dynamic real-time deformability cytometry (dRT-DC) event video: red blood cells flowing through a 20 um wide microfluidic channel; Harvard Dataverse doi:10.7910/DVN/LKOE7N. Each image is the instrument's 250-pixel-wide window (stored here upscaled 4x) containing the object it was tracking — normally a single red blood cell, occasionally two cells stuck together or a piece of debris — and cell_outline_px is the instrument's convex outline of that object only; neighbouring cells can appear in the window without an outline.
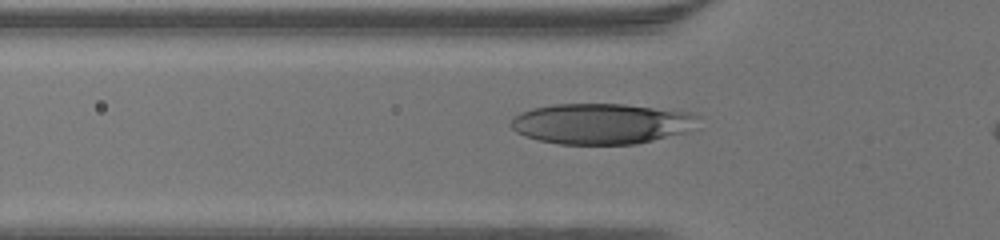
{"species": "human", "species_latin": "Homo sapiens", "temperature_condition": "warm", "stored_images_in_passage": 33, "camera_frame_rate_fps": 3000, "um_per_image_px": 0.085, "donor": {"sex": "male"}, "frame": {"image": 1, "passage_image": 8, "time_ms": 2.333, "image_size_px": [1000, 240], "cell_outline_px": [[700, 128], [636, 144], [560, 144], [540, 140], [524, 136], [516, 132], [508, 124], [520, 112], [532, 108], [552, 104], [624, 104], [692, 112], [700, 116]], "centroid_in_image_um": [51.18, 10.5], "position_along_channel_um": 74.6, "area_um2": 44.74}}
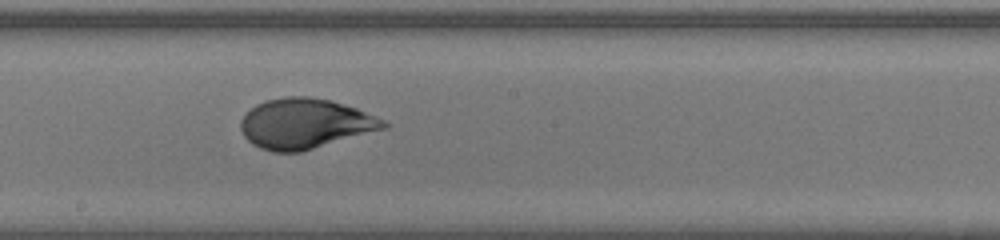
{"frame": {"image": 2, "passage_image": 18, "time_ms": 5.667, "image_size_px": [1000, 240], "cell_outline_px": [[392, 124], [388, 128], [300, 152], [272, 152], [260, 148], [252, 144], [244, 136], [240, 128], [240, 120], [256, 104], [264, 100], [284, 96], [308, 96], [332, 100], [356, 108], [376, 116]], "centroid_in_image_um": [25.95, 10.5], "position_along_channel_um": 222.3, "area_um2": 42.02}}
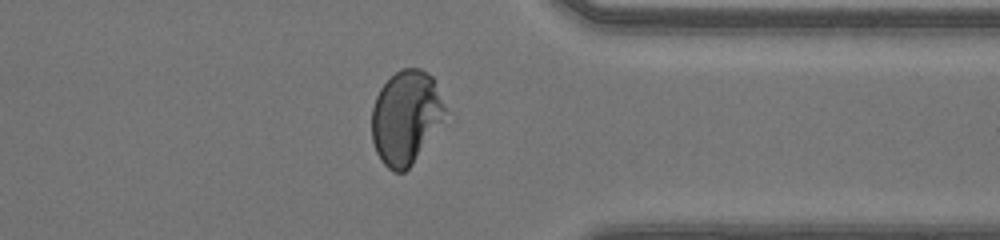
{"frame": {"image": 3, "passage_image": 29, "time_ms": 9.333, "image_size_px": [1000, 240], "cell_outline_px": [[444, 108], [440, 120], [412, 164], [404, 172], [392, 172], [380, 160], [376, 152], [372, 140], [372, 108], [376, 96], [380, 88], [400, 68], [420, 68], [428, 72], [432, 76]], "centroid_in_image_um": [34.42, 9.96], "position_along_channel_um": 377.0, "area_um2": 38.9}}